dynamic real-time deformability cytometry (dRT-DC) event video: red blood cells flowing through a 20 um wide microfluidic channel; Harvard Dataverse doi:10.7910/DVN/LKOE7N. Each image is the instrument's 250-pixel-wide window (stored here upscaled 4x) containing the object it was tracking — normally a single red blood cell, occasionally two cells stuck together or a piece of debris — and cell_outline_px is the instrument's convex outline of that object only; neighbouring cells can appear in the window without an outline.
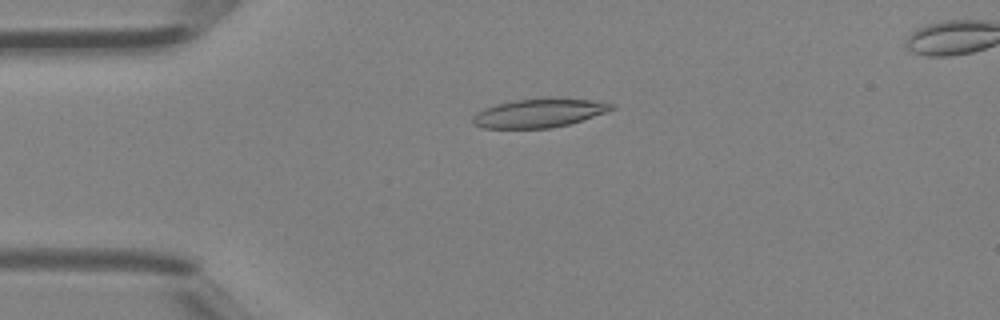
{"species": "Egyptian fruit bat (a non-hibernating species)", "species_latin": "Rousettus aegyptiacus", "temperature_condition": "room temperature", "stored_images_in_passage": 4, "camera_frame_rate_fps": 3000, "um_per_image_px": 0.085, "animal": {"sex": "female"}, "frame": {"image": 1, "passage_image": 2, "time_ms": 0.333, "image_size_px": [1000, 320], "cell_outline_px": [[616, 108], [608, 112], [568, 124], [552, 128], [484, 128], [472, 124], [472, 116], [476, 112], [484, 108], [496, 104], [516, 100], [596, 100], [616, 104]], "centroid_in_image_um": [45.81, 9.64], "position_along_channel_um": 39.2, "area_um2": 22.72}}
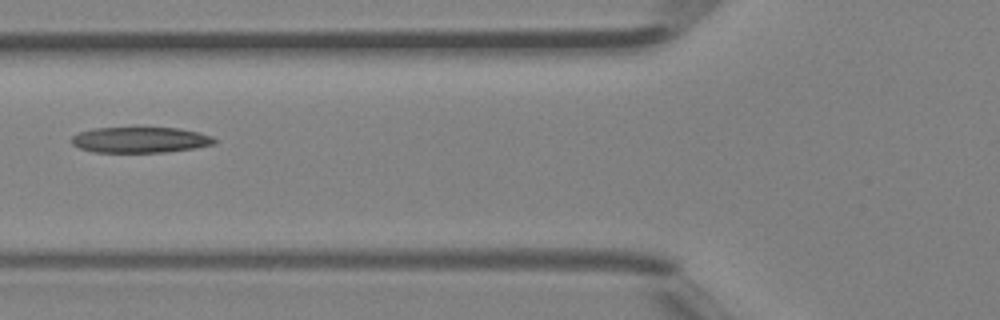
{"frame": {"image": 2, "passage_image": 4, "time_ms": 1.0, "image_size_px": [1000, 320], "cell_outline_px": [[220, 140], [216, 144], [196, 148], [164, 152], [92, 152], [80, 148], [72, 144], [72, 136], [80, 132], [92, 128], [136, 124], [180, 128], [200, 132], [212, 136]], "centroid_in_image_um": [11.96, 11.83], "position_along_channel_um": 113.8, "area_um2": 22.89}}